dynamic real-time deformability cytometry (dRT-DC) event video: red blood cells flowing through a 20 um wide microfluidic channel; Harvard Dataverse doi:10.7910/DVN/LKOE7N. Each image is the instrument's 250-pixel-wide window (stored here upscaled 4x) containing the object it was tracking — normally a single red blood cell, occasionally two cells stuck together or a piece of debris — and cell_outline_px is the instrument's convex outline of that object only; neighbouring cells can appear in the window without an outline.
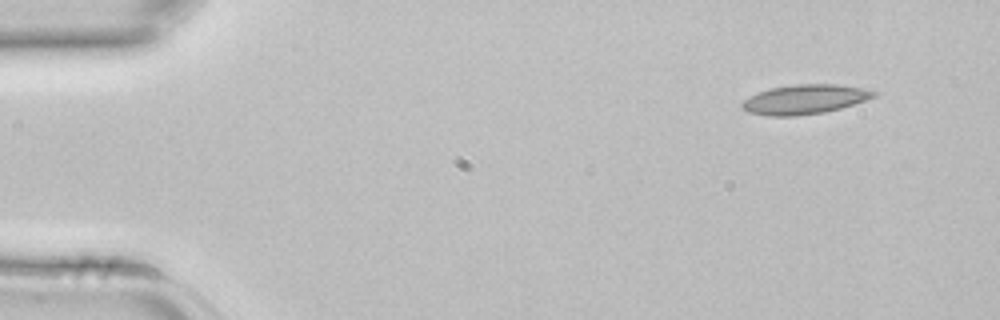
{"species": "common noctule bat (a hibernating species)", "species_latin": "Nyctalus noctula", "temperature_condition": "room temperature", "stored_images_in_passage": 5, "camera_frame_rate_fps": 3000, "um_per_image_px": 0.085, "animal": {"sex": "female", "body_mass_g": 22.7, "forearm_length_mm": 54.2}, "frame": {"image": 1, "passage_image": 5, "time_ms": 1.333, "image_size_px": [1000, 320], "cell_outline_px": [[880, 92], [876, 96], [840, 108], [824, 112], [796, 116], [768, 116], [748, 112], [740, 108], [740, 104], [744, 100], [760, 92], [772, 88], [796, 84], [836, 84], [864, 88]], "centroid_in_image_um": [68.41, 8.45], "position_along_channel_um": 16.6, "area_um2": 22.48}}